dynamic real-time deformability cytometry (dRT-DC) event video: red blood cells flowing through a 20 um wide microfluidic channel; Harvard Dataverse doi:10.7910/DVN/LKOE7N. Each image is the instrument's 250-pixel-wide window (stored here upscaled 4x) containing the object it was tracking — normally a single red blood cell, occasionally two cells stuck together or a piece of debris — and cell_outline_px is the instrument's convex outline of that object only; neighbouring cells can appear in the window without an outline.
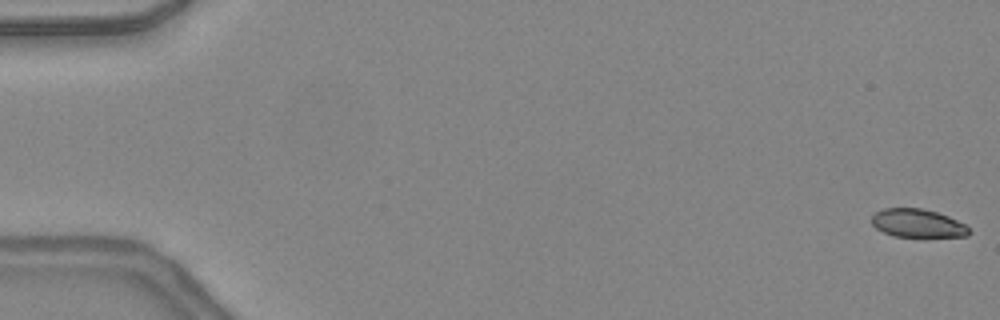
{"species": "common noctule bat (a hibernating species)", "species_latin": "Nyctalus noctula", "temperature_condition": "warm", "stored_images_in_passage": 48, "camera_frame_rate_fps": 3000, "um_per_image_px": 0.085, "animal": {"sex": "female", "body_mass_g": 24.6, "forearm_length_mm": 56.2}, "frame": {"image": 1, "passage_image": 1, "time_ms": 0.0, "image_size_px": [1000, 320], "cell_outline_px": [[972, 232], [968, 236], [892, 236], [876, 228], [872, 224], [872, 216], [876, 212], [884, 208], [920, 208], [936, 212], [948, 216], [964, 224]], "centroid_in_image_um": [77.99, 18.97], "position_along_channel_um": 7.0, "area_um2": 15.84}}
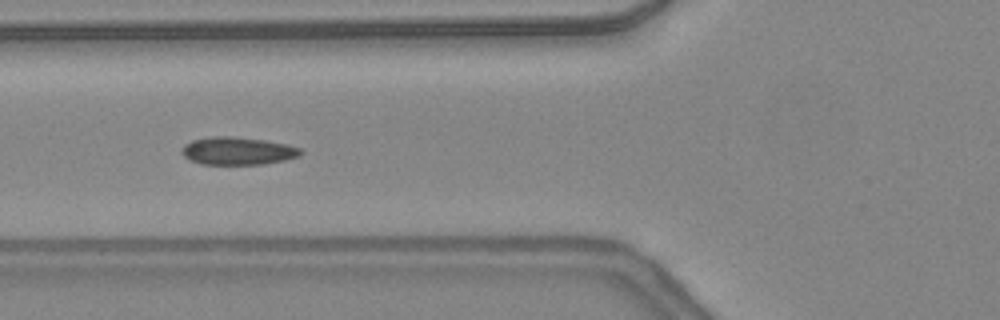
{"frame": {"image": 2, "passage_image": 19, "time_ms": 6.0, "image_size_px": [1000, 320], "cell_outline_px": [[304, 152], [300, 156], [284, 160], [264, 164], [204, 164], [192, 160], [184, 156], [180, 152], [184, 144], [192, 140], [212, 136], [232, 136], [264, 140], [284, 144], [300, 148]], "centroid_in_image_um": [20.2, 12.82], "position_along_channel_um": 105.6, "area_um2": 19.13}}
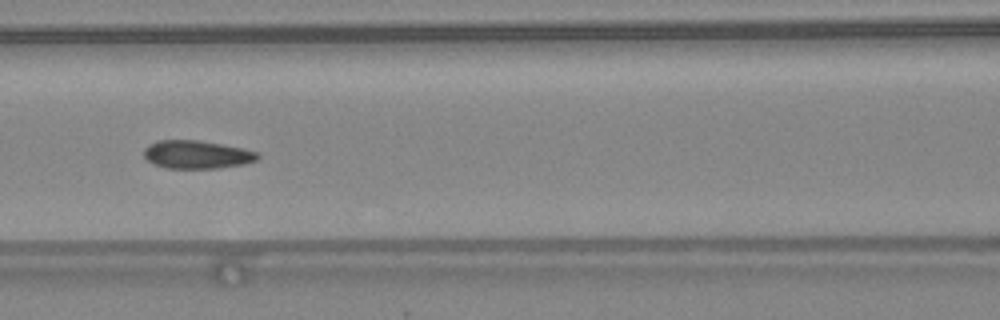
{"frame": {"image": 3, "passage_image": 22, "time_ms": 7.0, "image_size_px": [1000, 320], "cell_outline_px": [[260, 156], [256, 160], [244, 164], [216, 168], [164, 168], [152, 164], [144, 156], [144, 148], [148, 144], [160, 140], [196, 140], [244, 148], [256, 152]], "centroid_in_image_um": [16.7, 13.14], "position_along_channel_um": 149.9, "area_um2": 18.61}, "authors_computed_cell_mechanics": {"area_um2": 18.3515, "velocity_mm_per_s": 4.3837, "shape_relaxation_time_tau1_ms": null, "shape_relaxation_time_tau2_ms": 1.3862, "deformation_change_tau1": null, "deformation_change_tau2": 0.0671}}